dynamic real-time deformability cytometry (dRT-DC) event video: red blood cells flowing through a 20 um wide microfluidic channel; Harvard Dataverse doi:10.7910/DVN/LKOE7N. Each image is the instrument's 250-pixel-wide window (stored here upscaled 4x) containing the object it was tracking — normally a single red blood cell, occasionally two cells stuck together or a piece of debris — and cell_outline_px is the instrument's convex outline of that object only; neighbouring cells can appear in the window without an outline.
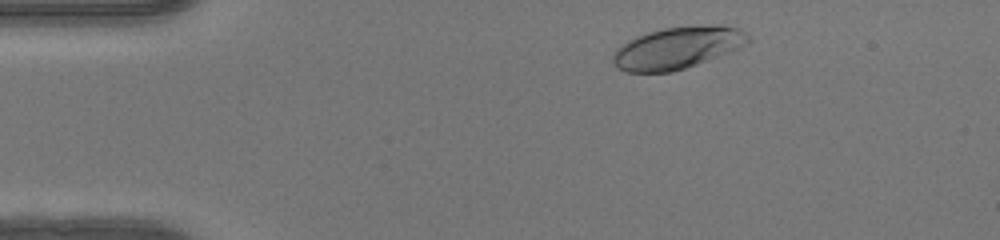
{"species": "human", "species_latin": "Homo sapiens", "temperature_condition": "warm", "stored_images_in_passage": 41, "camera_frame_rate_fps": 3000, "um_per_image_px": 0.085, "donor": {"sex": "female"}, "frame": {"image": 1, "passage_image": 4, "time_ms": 1.0, "image_size_px": [1000, 240], "cell_outline_px": [[752, 40], [748, 44], [696, 64], [672, 72], [624, 72], [616, 68], [612, 60], [612, 56], [616, 48], [628, 40], [636, 36], [648, 32], [664, 28], [712, 24], [720, 24], [740, 28], [752, 36]], "centroid_in_image_um": [57.59, 4.05], "position_along_channel_um": 27.4, "area_um2": 33.29}}
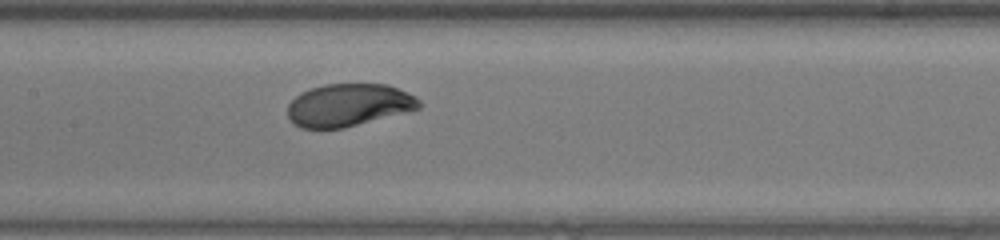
{"frame": {"image": 2, "passage_image": 20, "time_ms": 6.333, "image_size_px": [1000, 240], "cell_outline_px": [[420, 108], [344, 128], [300, 128], [292, 124], [288, 116], [288, 104], [300, 92], [324, 84], [388, 84], [416, 96], [420, 100]], "centroid_in_image_um": [29.61, 8.93], "position_along_channel_um": 177.8, "area_um2": 32.6}}
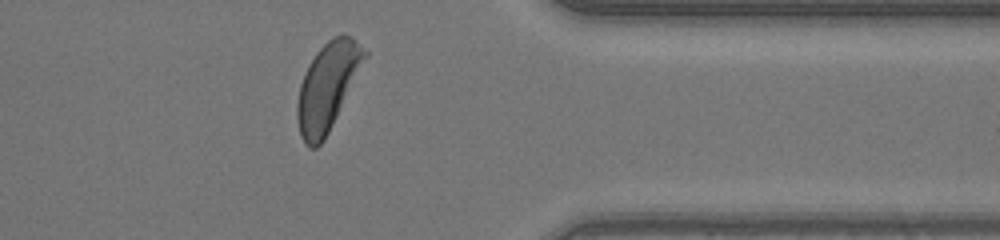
{"frame": {"image": 3, "passage_image": 36, "time_ms": 11.667, "image_size_px": [1000, 240], "cell_outline_px": [[368, 56], [324, 140], [316, 148], [308, 148], [304, 144], [300, 136], [296, 116], [296, 108], [300, 84], [304, 72], [308, 64], [316, 52], [328, 40], [336, 36], [352, 36], [368, 52]], "centroid_in_image_um": [27.82, 7.38], "position_along_channel_um": 383.6, "area_um2": 34.16}, "authors_computed_cell_mechanics": {"area_um2": 33.4084, "velocity_mm_per_s": 4.0976, "shape_relaxation_time_tau1_ms": 2.8853, "shape_relaxation_time_tau2_ms": null, "deformation_change_tau1": 0.1719, "deformation_change_tau2": null}}